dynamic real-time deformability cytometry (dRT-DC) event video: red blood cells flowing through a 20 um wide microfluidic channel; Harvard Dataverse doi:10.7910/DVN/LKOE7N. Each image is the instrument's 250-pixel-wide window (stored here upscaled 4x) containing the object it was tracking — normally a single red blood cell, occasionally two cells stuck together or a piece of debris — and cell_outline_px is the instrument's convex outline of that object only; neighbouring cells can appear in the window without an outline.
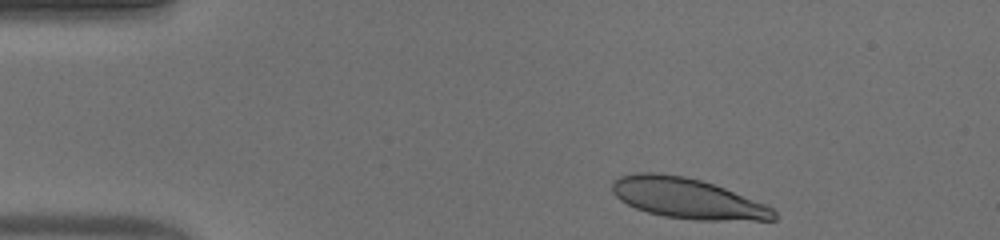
{"species": "human", "species_latin": "Homo sapiens", "temperature_condition": "warm", "stored_images_in_passage": 45, "camera_frame_rate_fps": 3000, "um_per_image_px": 0.085, "donor": {"sex": "male"}, "frame": {"image": 1, "passage_image": 1, "time_ms": 0.0, "image_size_px": [1000, 240], "cell_outline_px": [[776, 220], [696, 220], [664, 216], [648, 212], [636, 208], [620, 200], [612, 192], [612, 180], [620, 176], [636, 172], [656, 172], [684, 176], [700, 180], [724, 188], [764, 204], [772, 208], [776, 212]], "centroid_in_image_um": [58.38, 16.85], "position_along_channel_um": 26.6, "area_um2": 37.86}}
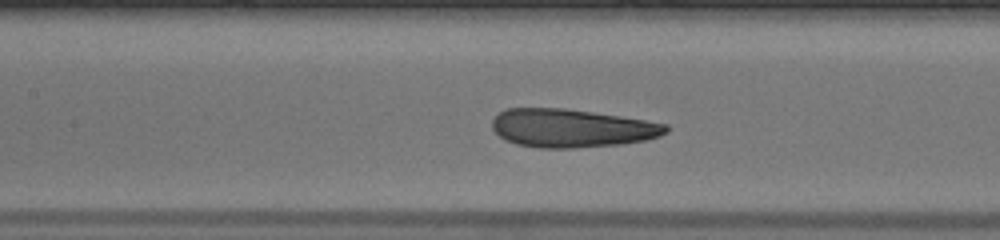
{"frame": {"image": 2, "passage_image": 17, "time_ms": 5.333, "image_size_px": [1000, 240], "cell_outline_px": [[668, 132], [660, 136], [648, 140], [620, 144], [572, 148], [540, 148], [516, 144], [500, 136], [492, 128], [492, 120], [500, 112], [508, 108], [564, 108], [620, 116], [668, 124]], "centroid_in_image_um": [48.61, 10.89], "position_along_channel_um": 158.8, "area_um2": 38.73}}
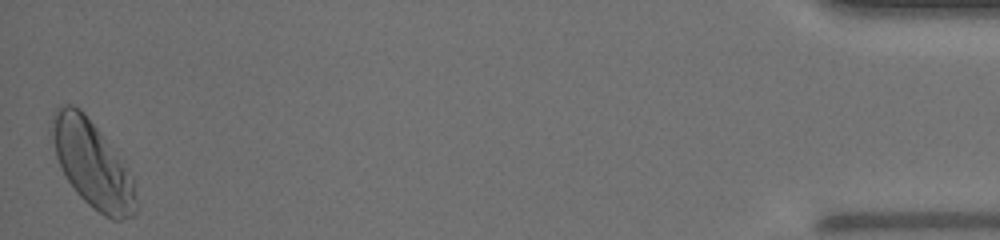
{"frame": {"image": 3, "passage_image": 45, "time_ms": 14.667, "image_size_px": [1000, 240], "cell_outline_px": [[136, 212], [132, 216], [120, 220], [112, 220], [104, 216], [88, 204], [76, 192], [68, 180], [56, 156], [48, 128], [56, 108], [68, 104], [72, 104], [80, 108], [112, 148], [132, 180], [136, 200]], "centroid_in_image_um": [7.78, 13.95], "position_along_channel_um": 427.4, "area_um2": 41.44}, "authors_computed_cell_mechanics": {"area_um2": 38.8416, "velocity_mm_per_s": 3.8633, "shape_relaxation_time_tau1_ms": 3.5389, "shape_relaxation_time_tau2_ms": 1.056, "deformation_change_tau1": 0.1256, "deformation_change_tau2": 0.0518}}